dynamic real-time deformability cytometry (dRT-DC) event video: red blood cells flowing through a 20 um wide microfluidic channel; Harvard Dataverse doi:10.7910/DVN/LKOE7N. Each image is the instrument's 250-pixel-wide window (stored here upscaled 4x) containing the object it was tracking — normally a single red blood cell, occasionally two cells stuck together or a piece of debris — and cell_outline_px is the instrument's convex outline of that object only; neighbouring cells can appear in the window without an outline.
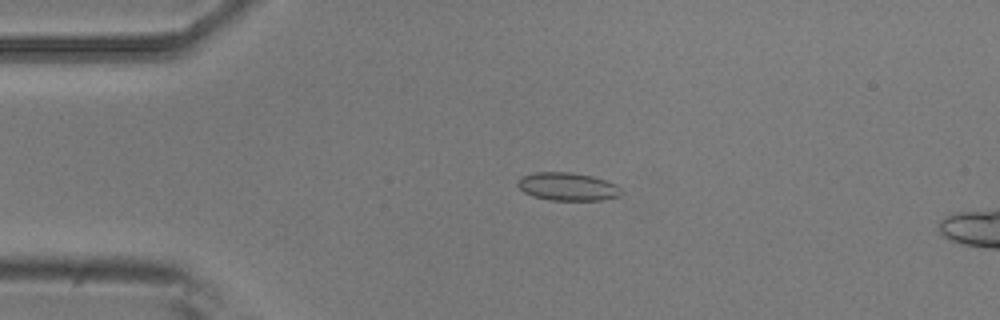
{"species": "common noctule bat (a hibernating species)", "species_latin": "Nyctalus noctula", "temperature_condition": "room temperature", "stored_images_in_passage": 5, "camera_frame_rate_fps": 3000, "um_per_image_px": 0.085, "animal": {"sex": "male", "body_mass_g": 20.5, "forearm_length_mm": 52.5}, "frame": {"image": 1, "passage_image": 3, "time_ms": 2.0, "image_size_px": [1000, 320], "cell_outline_px": [[624, 192], [620, 196], [604, 200], [548, 200], [532, 196], [524, 192], [516, 184], [520, 176], [536, 172], [572, 172], [592, 176], [616, 184]], "centroid_in_image_um": [48.25, 15.86], "position_along_channel_um": 36.8, "area_um2": 17.11}}